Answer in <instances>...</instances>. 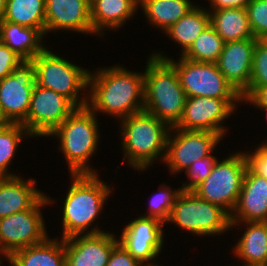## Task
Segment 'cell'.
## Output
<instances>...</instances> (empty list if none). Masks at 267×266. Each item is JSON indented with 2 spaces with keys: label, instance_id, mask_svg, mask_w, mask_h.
<instances>
[{
  "label": "cell",
  "instance_id": "cell-34",
  "mask_svg": "<svg viewBox=\"0 0 267 266\" xmlns=\"http://www.w3.org/2000/svg\"><path fill=\"white\" fill-rule=\"evenodd\" d=\"M216 157L209 155L203 159H199L191 164L185 171L190 182L187 184L183 182L182 191H194L202 181H204L211 173L212 167L216 162Z\"/></svg>",
  "mask_w": 267,
  "mask_h": 266
},
{
  "label": "cell",
  "instance_id": "cell-12",
  "mask_svg": "<svg viewBox=\"0 0 267 266\" xmlns=\"http://www.w3.org/2000/svg\"><path fill=\"white\" fill-rule=\"evenodd\" d=\"M170 131L177 134L168 135L164 162L173 174L186 171L195 161L211 155L223 139L209 131L183 130L175 126Z\"/></svg>",
  "mask_w": 267,
  "mask_h": 266
},
{
  "label": "cell",
  "instance_id": "cell-2",
  "mask_svg": "<svg viewBox=\"0 0 267 266\" xmlns=\"http://www.w3.org/2000/svg\"><path fill=\"white\" fill-rule=\"evenodd\" d=\"M144 72V110L174 127L181 120L187 95L175 68L167 61L148 57Z\"/></svg>",
  "mask_w": 267,
  "mask_h": 266
},
{
  "label": "cell",
  "instance_id": "cell-4",
  "mask_svg": "<svg viewBox=\"0 0 267 266\" xmlns=\"http://www.w3.org/2000/svg\"><path fill=\"white\" fill-rule=\"evenodd\" d=\"M88 106L76 108L50 135L57 136L71 174H97L87 163L97 150L99 129Z\"/></svg>",
  "mask_w": 267,
  "mask_h": 266
},
{
  "label": "cell",
  "instance_id": "cell-31",
  "mask_svg": "<svg viewBox=\"0 0 267 266\" xmlns=\"http://www.w3.org/2000/svg\"><path fill=\"white\" fill-rule=\"evenodd\" d=\"M267 86V40H257L253 53L251 78L248 88L241 94L246 100L257 88Z\"/></svg>",
  "mask_w": 267,
  "mask_h": 266
},
{
  "label": "cell",
  "instance_id": "cell-5",
  "mask_svg": "<svg viewBox=\"0 0 267 266\" xmlns=\"http://www.w3.org/2000/svg\"><path fill=\"white\" fill-rule=\"evenodd\" d=\"M70 186L63 205V236L83 234L92 226L103 205L110 196L111 188L97 174H72ZM83 232V233H82Z\"/></svg>",
  "mask_w": 267,
  "mask_h": 266
},
{
  "label": "cell",
  "instance_id": "cell-33",
  "mask_svg": "<svg viewBox=\"0 0 267 266\" xmlns=\"http://www.w3.org/2000/svg\"><path fill=\"white\" fill-rule=\"evenodd\" d=\"M246 11L254 38L267 40V0H251Z\"/></svg>",
  "mask_w": 267,
  "mask_h": 266
},
{
  "label": "cell",
  "instance_id": "cell-7",
  "mask_svg": "<svg viewBox=\"0 0 267 266\" xmlns=\"http://www.w3.org/2000/svg\"><path fill=\"white\" fill-rule=\"evenodd\" d=\"M167 222L198 236L219 235L231 229L230 214L193 191H182L178 195Z\"/></svg>",
  "mask_w": 267,
  "mask_h": 266
},
{
  "label": "cell",
  "instance_id": "cell-41",
  "mask_svg": "<svg viewBox=\"0 0 267 266\" xmlns=\"http://www.w3.org/2000/svg\"><path fill=\"white\" fill-rule=\"evenodd\" d=\"M7 0H0V20L4 17Z\"/></svg>",
  "mask_w": 267,
  "mask_h": 266
},
{
  "label": "cell",
  "instance_id": "cell-17",
  "mask_svg": "<svg viewBox=\"0 0 267 266\" xmlns=\"http://www.w3.org/2000/svg\"><path fill=\"white\" fill-rule=\"evenodd\" d=\"M60 29L93 34L90 0H45V34Z\"/></svg>",
  "mask_w": 267,
  "mask_h": 266
},
{
  "label": "cell",
  "instance_id": "cell-25",
  "mask_svg": "<svg viewBox=\"0 0 267 266\" xmlns=\"http://www.w3.org/2000/svg\"><path fill=\"white\" fill-rule=\"evenodd\" d=\"M211 11L209 12L210 25L224 42L255 39L246 9L228 8Z\"/></svg>",
  "mask_w": 267,
  "mask_h": 266
},
{
  "label": "cell",
  "instance_id": "cell-10",
  "mask_svg": "<svg viewBox=\"0 0 267 266\" xmlns=\"http://www.w3.org/2000/svg\"><path fill=\"white\" fill-rule=\"evenodd\" d=\"M45 196L34 208L0 218V249L9 257L13 252L43 242L47 237L40 209L53 203Z\"/></svg>",
  "mask_w": 267,
  "mask_h": 266
},
{
  "label": "cell",
  "instance_id": "cell-14",
  "mask_svg": "<svg viewBox=\"0 0 267 266\" xmlns=\"http://www.w3.org/2000/svg\"><path fill=\"white\" fill-rule=\"evenodd\" d=\"M34 85L32 61H23L10 75L0 79V106L11 123H22L27 118Z\"/></svg>",
  "mask_w": 267,
  "mask_h": 266
},
{
  "label": "cell",
  "instance_id": "cell-13",
  "mask_svg": "<svg viewBox=\"0 0 267 266\" xmlns=\"http://www.w3.org/2000/svg\"><path fill=\"white\" fill-rule=\"evenodd\" d=\"M242 99H216L203 96L187 97L181 120L175 126L183 130L209 131L222 138L226 127L222 121L233 114L236 102Z\"/></svg>",
  "mask_w": 267,
  "mask_h": 266
},
{
  "label": "cell",
  "instance_id": "cell-15",
  "mask_svg": "<svg viewBox=\"0 0 267 266\" xmlns=\"http://www.w3.org/2000/svg\"><path fill=\"white\" fill-rule=\"evenodd\" d=\"M118 243L115 235L100 230L97 225L82 236L64 238L66 266H106Z\"/></svg>",
  "mask_w": 267,
  "mask_h": 266
},
{
  "label": "cell",
  "instance_id": "cell-20",
  "mask_svg": "<svg viewBox=\"0 0 267 266\" xmlns=\"http://www.w3.org/2000/svg\"><path fill=\"white\" fill-rule=\"evenodd\" d=\"M35 182L20 176L0 178V218L32 209L46 196L35 188Z\"/></svg>",
  "mask_w": 267,
  "mask_h": 266
},
{
  "label": "cell",
  "instance_id": "cell-40",
  "mask_svg": "<svg viewBox=\"0 0 267 266\" xmlns=\"http://www.w3.org/2000/svg\"><path fill=\"white\" fill-rule=\"evenodd\" d=\"M11 122L7 119V117L4 115L2 108L0 106V128H3L5 126H8Z\"/></svg>",
  "mask_w": 267,
  "mask_h": 266
},
{
  "label": "cell",
  "instance_id": "cell-6",
  "mask_svg": "<svg viewBox=\"0 0 267 266\" xmlns=\"http://www.w3.org/2000/svg\"><path fill=\"white\" fill-rule=\"evenodd\" d=\"M35 83L68 98L77 108L87 106L88 99L80 91L88 86L89 70L70 63L47 48L33 58Z\"/></svg>",
  "mask_w": 267,
  "mask_h": 266
},
{
  "label": "cell",
  "instance_id": "cell-9",
  "mask_svg": "<svg viewBox=\"0 0 267 266\" xmlns=\"http://www.w3.org/2000/svg\"><path fill=\"white\" fill-rule=\"evenodd\" d=\"M246 168L243 152L231 154L222 161L216 160L210 175L193 192L231 215L238 201Z\"/></svg>",
  "mask_w": 267,
  "mask_h": 266
},
{
  "label": "cell",
  "instance_id": "cell-22",
  "mask_svg": "<svg viewBox=\"0 0 267 266\" xmlns=\"http://www.w3.org/2000/svg\"><path fill=\"white\" fill-rule=\"evenodd\" d=\"M138 5L139 0H90L93 34L102 35L106 28L122 27L135 15Z\"/></svg>",
  "mask_w": 267,
  "mask_h": 266
},
{
  "label": "cell",
  "instance_id": "cell-42",
  "mask_svg": "<svg viewBox=\"0 0 267 266\" xmlns=\"http://www.w3.org/2000/svg\"><path fill=\"white\" fill-rule=\"evenodd\" d=\"M1 254H3L4 256H5V258H6V260H8V257L4 254V252L0 249V255ZM2 262H1V260H0V266H2V264H1Z\"/></svg>",
  "mask_w": 267,
  "mask_h": 266
},
{
  "label": "cell",
  "instance_id": "cell-44",
  "mask_svg": "<svg viewBox=\"0 0 267 266\" xmlns=\"http://www.w3.org/2000/svg\"><path fill=\"white\" fill-rule=\"evenodd\" d=\"M145 266H158V265H155V264L152 263V264H150V265H147V264H146Z\"/></svg>",
  "mask_w": 267,
  "mask_h": 266
},
{
  "label": "cell",
  "instance_id": "cell-27",
  "mask_svg": "<svg viewBox=\"0 0 267 266\" xmlns=\"http://www.w3.org/2000/svg\"><path fill=\"white\" fill-rule=\"evenodd\" d=\"M210 25L209 10L194 6L187 14L171 25L164 33L168 34L183 48L184 54L194 40Z\"/></svg>",
  "mask_w": 267,
  "mask_h": 266
},
{
  "label": "cell",
  "instance_id": "cell-32",
  "mask_svg": "<svg viewBox=\"0 0 267 266\" xmlns=\"http://www.w3.org/2000/svg\"><path fill=\"white\" fill-rule=\"evenodd\" d=\"M170 189L169 186L166 188L163 186L162 190L160 188L159 192L155 196L153 195L149 204V213L145 214L144 217L156 218L162 223L168 221L172 207L182 192L181 188L172 191Z\"/></svg>",
  "mask_w": 267,
  "mask_h": 266
},
{
  "label": "cell",
  "instance_id": "cell-36",
  "mask_svg": "<svg viewBox=\"0 0 267 266\" xmlns=\"http://www.w3.org/2000/svg\"><path fill=\"white\" fill-rule=\"evenodd\" d=\"M24 60L0 42V79L10 75Z\"/></svg>",
  "mask_w": 267,
  "mask_h": 266
},
{
  "label": "cell",
  "instance_id": "cell-39",
  "mask_svg": "<svg viewBox=\"0 0 267 266\" xmlns=\"http://www.w3.org/2000/svg\"><path fill=\"white\" fill-rule=\"evenodd\" d=\"M257 107H267V86L257 88L246 100Z\"/></svg>",
  "mask_w": 267,
  "mask_h": 266
},
{
  "label": "cell",
  "instance_id": "cell-8",
  "mask_svg": "<svg viewBox=\"0 0 267 266\" xmlns=\"http://www.w3.org/2000/svg\"><path fill=\"white\" fill-rule=\"evenodd\" d=\"M152 56L167 60L175 68L187 97L242 99L241 95L220 72L216 63L193 61L182 56L177 62L172 58L165 57L162 53H153Z\"/></svg>",
  "mask_w": 267,
  "mask_h": 266
},
{
  "label": "cell",
  "instance_id": "cell-38",
  "mask_svg": "<svg viewBox=\"0 0 267 266\" xmlns=\"http://www.w3.org/2000/svg\"><path fill=\"white\" fill-rule=\"evenodd\" d=\"M251 0H210L211 8L213 10H221L228 8H243L250 3Z\"/></svg>",
  "mask_w": 267,
  "mask_h": 266
},
{
  "label": "cell",
  "instance_id": "cell-30",
  "mask_svg": "<svg viewBox=\"0 0 267 266\" xmlns=\"http://www.w3.org/2000/svg\"><path fill=\"white\" fill-rule=\"evenodd\" d=\"M31 136L29 131L21 123H10L8 126L0 128V178L15 177L17 175L8 173V165L15 156L22 136Z\"/></svg>",
  "mask_w": 267,
  "mask_h": 266
},
{
  "label": "cell",
  "instance_id": "cell-37",
  "mask_svg": "<svg viewBox=\"0 0 267 266\" xmlns=\"http://www.w3.org/2000/svg\"><path fill=\"white\" fill-rule=\"evenodd\" d=\"M106 266H145L135 259L120 243L111 251Z\"/></svg>",
  "mask_w": 267,
  "mask_h": 266
},
{
  "label": "cell",
  "instance_id": "cell-35",
  "mask_svg": "<svg viewBox=\"0 0 267 266\" xmlns=\"http://www.w3.org/2000/svg\"><path fill=\"white\" fill-rule=\"evenodd\" d=\"M247 153L243 151L247 168L252 173L267 179V144L263 143L251 154Z\"/></svg>",
  "mask_w": 267,
  "mask_h": 266
},
{
  "label": "cell",
  "instance_id": "cell-18",
  "mask_svg": "<svg viewBox=\"0 0 267 266\" xmlns=\"http://www.w3.org/2000/svg\"><path fill=\"white\" fill-rule=\"evenodd\" d=\"M256 39L225 42L216 65L241 95L249 86Z\"/></svg>",
  "mask_w": 267,
  "mask_h": 266
},
{
  "label": "cell",
  "instance_id": "cell-26",
  "mask_svg": "<svg viewBox=\"0 0 267 266\" xmlns=\"http://www.w3.org/2000/svg\"><path fill=\"white\" fill-rule=\"evenodd\" d=\"M190 0H139L150 24L166 31L187 14L194 4Z\"/></svg>",
  "mask_w": 267,
  "mask_h": 266
},
{
  "label": "cell",
  "instance_id": "cell-1",
  "mask_svg": "<svg viewBox=\"0 0 267 266\" xmlns=\"http://www.w3.org/2000/svg\"><path fill=\"white\" fill-rule=\"evenodd\" d=\"M96 70L94 74L89 71L87 96V106L94 113L102 111L123 119L144 110V73L123 66Z\"/></svg>",
  "mask_w": 267,
  "mask_h": 266
},
{
  "label": "cell",
  "instance_id": "cell-3",
  "mask_svg": "<svg viewBox=\"0 0 267 266\" xmlns=\"http://www.w3.org/2000/svg\"><path fill=\"white\" fill-rule=\"evenodd\" d=\"M121 122L124 160L128 158L129 165L145 170L159 155L164 162L167 138L171 134V127L166 122L145 110L125 117Z\"/></svg>",
  "mask_w": 267,
  "mask_h": 266
},
{
  "label": "cell",
  "instance_id": "cell-19",
  "mask_svg": "<svg viewBox=\"0 0 267 266\" xmlns=\"http://www.w3.org/2000/svg\"><path fill=\"white\" fill-rule=\"evenodd\" d=\"M231 228L240 222H267V179L246 168L237 204L230 215Z\"/></svg>",
  "mask_w": 267,
  "mask_h": 266
},
{
  "label": "cell",
  "instance_id": "cell-24",
  "mask_svg": "<svg viewBox=\"0 0 267 266\" xmlns=\"http://www.w3.org/2000/svg\"><path fill=\"white\" fill-rule=\"evenodd\" d=\"M248 227L233 249L245 263L242 266L267 264V222H243Z\"/></svg>",
  "mask_w": 267,
  "mask_h": 266
},
{
  "label": "cell",
  "instance_id": "cell-11",
  "mask_svg": "<svg viewBox=\"0 0 267 266\" xmlns=\"http://www.w3.org/2000/svg\"><path fill=\"white\" fill-rule=\"evenodd\" d=\"M76 108L65 96L35 83L27 118L21 124L31 137H48Z\"/></svg>",
  "mask_w": 267,
  "mask_h": 266
},
{
  "label": "cell",
  "instance_id": "cell-16",
  "mask_svg": "<svg viewBox=\"0 0 267 266\" xmlns=\"http://www.w3.org/2000/svg\"><path fill=\"white\" fill-rule=\"evenodd\" d=\"M163 226L156 218L139 216L126 225L118 241L141 264L150 265L161 253Z\"/></svg>",
  "mask_w": 267,
  "mask_h": 266
},
{
  "label": "cell",
  "instance_id": "cell-21",
  "mask_svg": "<svg viewBox=\"0 0 267 266\" xmlns=\"http://www.w3.org/2000/svg\"><path fill=\"white\" fill-rule=\"evenodd\" d=\"M43 36L39 29L0 20V42L24 61H31L46 49L41 41Z\"/></svg>",
  "mask_w": 267,
  "mask_h": 266
},
{
  "label": "cell",
  "instance_id": "cell-29",
  "mask_svg": "<svg viewBox=\"0 0 267 266\" xmlns=\"http://www.w3.org/2000/svg\"><path fill=\"white\" fill-rule=\"evenodd\" d=\"M224 43L220 35L209 25L181 55L193 61L216 63L223 51Z\"/></svg>",
  "mask_w": 267,
  "mask_h": 266
},
{
  "label": "cell",
  "instance_id": "cell-43",
  "mask_svg": "<svg viewBox=\"0 0 267 266\" xmlns=\"http://www.w3.org/2000/svg\"><path fill=\"white\" fill-rule=\"evenodd\" d=\"M260 108L261 110L264 109L266 111V117H267V107H258Z\"/></svg>",
  "mask_w": 267,
  "mask_h": 266
},
{
  "label": "cell",
  "instance_id": "cell-23",
  "mask_svg": "<svg viewBox=\"0 0 267 266\" xmlns=\"http://www.w3.org/2000/svg\"><path fill=\"white\" fill-rule=\"evenodd\" d=\"M8 261L12 266H66L64 239L47 237L39 244L13 252Z\"/></svg>",
  "mask_w": 267,
  "mask_h": 266
},
{
  "label": "cell",
  "instance_id": "cell-28",
  "mask_svg": "<svg viewBox=\"0 0 267 266\" xmlns=\"http://www.w3.org/2000/svg\"><path fill=\"white\" fill-rule=\"evenodd\" d=\"M2 19L39 29L45 35V0H7Z\"/></svg>",
  "mask_w": 267,
  "mask_h": 266
}]
</instances>
